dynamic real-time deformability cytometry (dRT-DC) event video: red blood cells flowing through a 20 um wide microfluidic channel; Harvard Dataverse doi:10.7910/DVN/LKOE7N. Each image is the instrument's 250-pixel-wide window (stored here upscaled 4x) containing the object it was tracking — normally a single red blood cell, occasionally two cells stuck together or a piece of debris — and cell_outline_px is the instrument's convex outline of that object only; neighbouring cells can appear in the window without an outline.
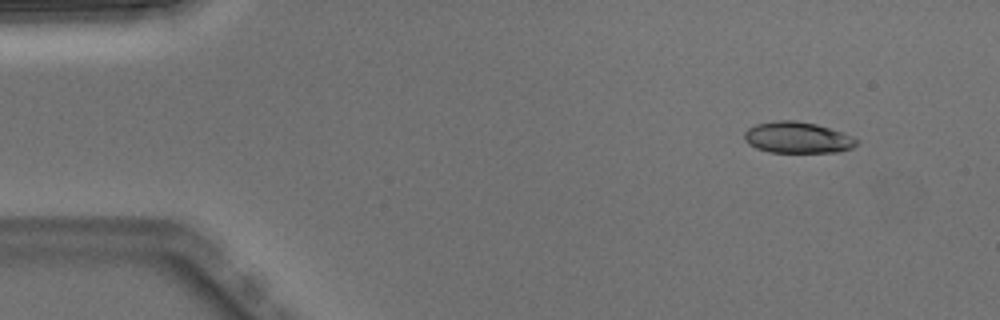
{"species": "Egyptian fruit bat (a non-hibernating species)", "species_latin": "Rousettus aegyptiacus", "temperature_condition": "warm", "stored_images_in_passage": 5, "camera_frame_rate_fps": 3000, "um_per_image_px": 0.085, "animal": {"sex": "male"}, "frame": {"image": 1, "passage_image": 2, "time_ms": 0.333, "image_size_px": [1000, 320], "cell_outline_px": [[860, 140], [852, 148], [836, 152], [768, 152], [756, 148], [748, 144], [744, 140], [744, 132], [748, 128], [756, 124], [776, 120], [796, 120], [816, 124], [844, 132]], "centroid_in_image_um": [67.78, 11.69], "position_along_channel_um": 17.2, "area_um2": 20.63}}
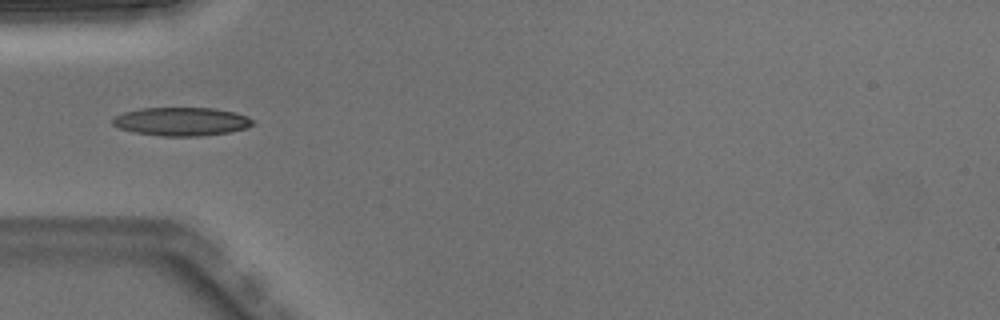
{"frame": {"image": 2, "passage_image": 5, "time_ms": 1.333, "image_size_px": [1000, 320], "cell_outline_px": [[252, 124], [244, 128], [228, 132], [200, 136], [164, 136], [136, 132], [120, 128], [112, 124], [112, 120], [116, 116], [124, 112], [140, 108], [216, 108], [236, 112], [248, 116], [252, 120]], "centroid_in_image_um": [15.43, 10.32], "position_along_channel_um": 69.6, "area_um2": 23.0}}